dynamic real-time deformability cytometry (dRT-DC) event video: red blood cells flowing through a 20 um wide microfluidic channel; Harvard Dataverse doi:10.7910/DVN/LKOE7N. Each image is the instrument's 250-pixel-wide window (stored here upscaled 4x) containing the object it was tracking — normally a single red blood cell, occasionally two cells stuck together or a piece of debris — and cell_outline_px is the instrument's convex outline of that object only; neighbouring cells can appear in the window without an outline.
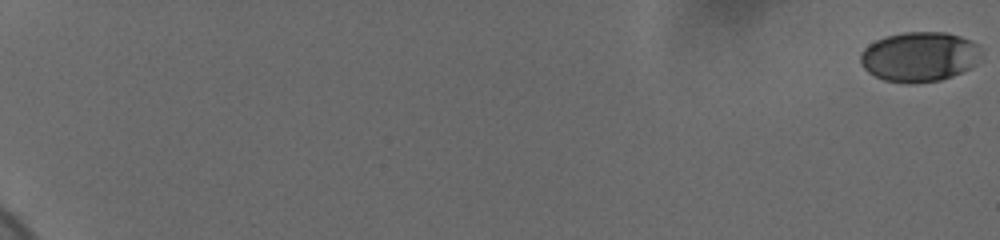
{"species": "human", "species_latin": "Homo sapiens", "temperature_condition": "cold", "stored_images_in_passage": 61, "camera_frame_rate_fps": 3000, "um_per_image_px": 0.085, "donor": {"sex": "female"}, "frame": {"image": 1, "passage_image": 1, "time_ms": 0.0, "image_size_px": [1000, 240], "cell_outline_px": [[980, 52], [972, 64], [968, 68], [952, 76], [940, 80], [912, 84], [884, 80], [868, 72], [864, 68], [860, 60], [860, 52], [868, 44], [884, 36], [904, 32], [944, 32], [960, 36], [976, 44]], "centroid_in_image_um": [78.06, 4.82], "position_along_channel_um": 6.9, "area_um2": 34.68}}
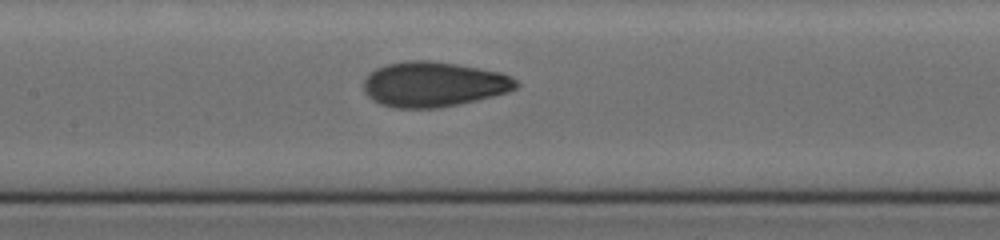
{"frame": {"image": 2, "passage_image": 34, "time_ms": 11.0, "image_size_px": [1000, 240], "cell_outline_px": [[520, 84], [516, 88], [508, 92], [476, 100], [440, 108], [396, 108], [380, 104], [372, 100], [364, 92], [364, 80], [368, 72], [376, 68], [388, 64], [408, 60], [432, 60], [480, 68], [500, 72], [516, 80]], "centroid_in_image_um": [36.83, 7.16], "position_along_channel_um": 170.6, "area_um2": 40.17}}
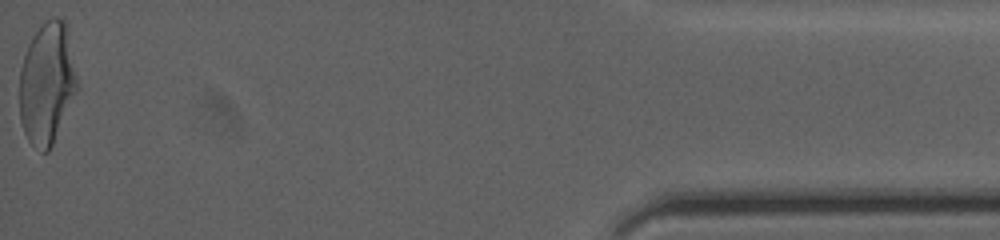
{"frame": {"image": 3, "passage_image": 61, "time_ms": 20.0, "image_size_px": [1000, 240], "cell_outline_px": [[80, 88], [48, 152], [44, 152], [32, 144], [28, 140], [24, 132], [20, 120], [20, 68], [28, 44], [44, 20], [52, 16], [56, 16], [64, 20]], "centroid_in_image_um": [4.01, 7.08], "position_along_channel_um": 431.2, "area_um2": 40.92}, "authors_computed_cell_mechanics": {"area_um2": 37.8012, "velocity_mm_per_s": 3.6728, "shape_relaxation_time_tau1_ms": 4.5464, "shape_relaxation_time_tau2_ms": 0.9954, "deformation_change_tau1": 0.1683, "deformation_change_tau2": 0.0581}}